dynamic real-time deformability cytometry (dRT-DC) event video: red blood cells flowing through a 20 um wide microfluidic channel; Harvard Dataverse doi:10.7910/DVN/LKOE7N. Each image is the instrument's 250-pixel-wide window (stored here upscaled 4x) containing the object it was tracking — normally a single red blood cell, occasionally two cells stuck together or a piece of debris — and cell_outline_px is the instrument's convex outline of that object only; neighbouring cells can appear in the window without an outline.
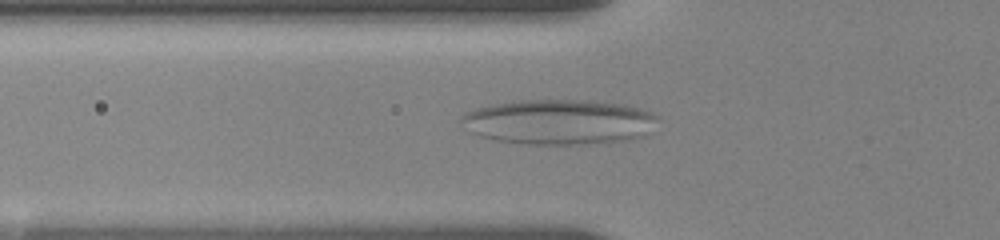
{"species": "human", "species_latin": "Homo sapiens", "temperature_condition": "room temperature", "stored_images_in_passage": 83, "camera_frame_rate_fps": 3000, "um_per_image_px": 0.085, "donor": {"sex": "female"}, "frame": {"image": 1, "passage_image": 37, "time_ms": 6.667, "image_size_px": [1000, 240], "cell_outline_px": [[656, 116], [644, 136], [624, 140], [584, 144], [528, 144], [496, 140], [480, 136], [468, 132], [460, 120], [460, 116], [464, 112], [476, 108], [492, 104], [512, 100], [588, 100], [624, 104], [640, 108], [652, 112]], "centroid_in_image_um": [47.41, 10.35], "position_along_channel_um": 78.4, "area_um2": 51.5}}
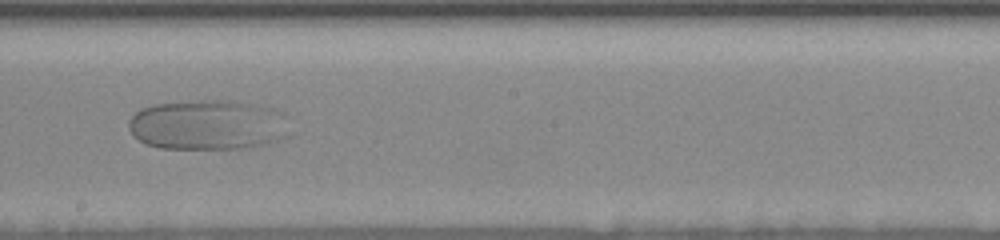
{"frame": {"image": 2, "passage_image": 48, "time_ms": 11.0, "image_size_px": [1000, 240], "cell_outline_px": [[288, 136], [268, 144], [248, 148], [160, 148], [144, 144], [132, 136], [128, 128], [128, 120], [136, 112], [144, 108], [156, 104], [200, 100], [232, 100], [276, 108], [284, 112], [288, 116]], "centroid_in_image_um": [17.72, 10.61], "position_along_channel_um": 230.5, "area_um2": 47.74}}
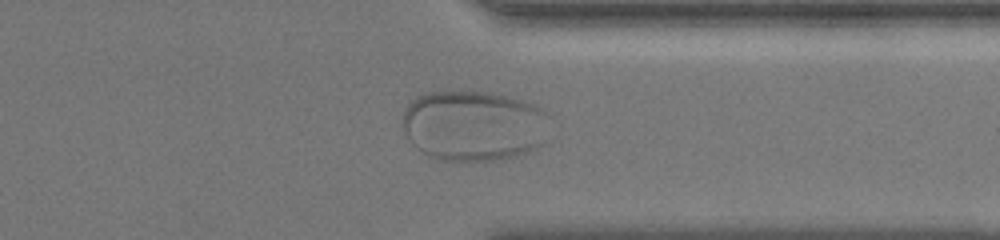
{"frame": {"image": 3, "passage_image": 64, "time_ms": 15.0, "image_size_px": [1000, 240], "cell_outline_px": [[544, 144], [536, 148], [516, 156], [492, 160], [440, 160], [428, 156], [412, 144], [404, 132], [400, 124], [400, 120], [404, 108], [416, 96], [424, 92], [464, 88], [492, 92], [508, 96], [536, 104], [544, 112]], "centroid_in_image_um": [40.15, 10.62], "position_along_channel_um": 371.2, "area_um2": 61.5}}